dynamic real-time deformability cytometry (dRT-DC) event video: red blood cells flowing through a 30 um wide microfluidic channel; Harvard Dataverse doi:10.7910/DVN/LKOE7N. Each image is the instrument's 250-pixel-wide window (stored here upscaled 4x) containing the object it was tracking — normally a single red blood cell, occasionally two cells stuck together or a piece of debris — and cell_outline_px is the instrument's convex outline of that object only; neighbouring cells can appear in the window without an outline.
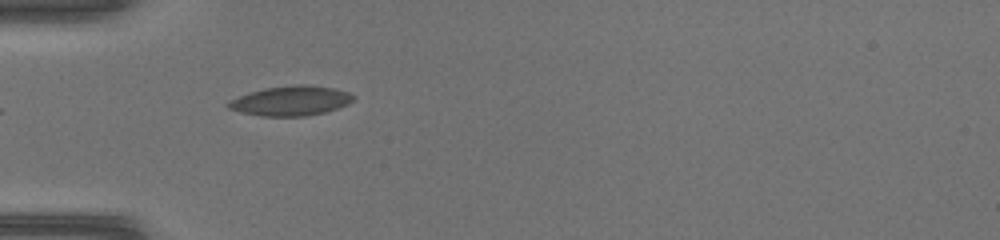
{"species": "common noctule bat (a hibernating species)", "species_latin": "Nyctalus noctula", "temperature_condition": "warm", "stored_images_in_passage": 4, "camera_frame_rate_fps": 3000, "um_per_image_px": 0.085, "animal": {"sex": "female", "body_mass_g": 17.0, "forearm_length_mm": 48.0}, "frame": {"image": 1, "passage_image": 1, "time_ms": 0.0, "image_size_px": [1000, 240], "cell_outline_px": [[356, 96], [348, 104], [324, 112], [304, 116], [260, 116], [240, 112], [228, 108], [224, 104], [240, 96], [264, 88], [296, 84], [304, 84], [332, 88], [348, 92]], "centroid_in_image_um": [24.71, 8.57], "position_along_channel_um": 60.3, "area_um2": 21.44}}